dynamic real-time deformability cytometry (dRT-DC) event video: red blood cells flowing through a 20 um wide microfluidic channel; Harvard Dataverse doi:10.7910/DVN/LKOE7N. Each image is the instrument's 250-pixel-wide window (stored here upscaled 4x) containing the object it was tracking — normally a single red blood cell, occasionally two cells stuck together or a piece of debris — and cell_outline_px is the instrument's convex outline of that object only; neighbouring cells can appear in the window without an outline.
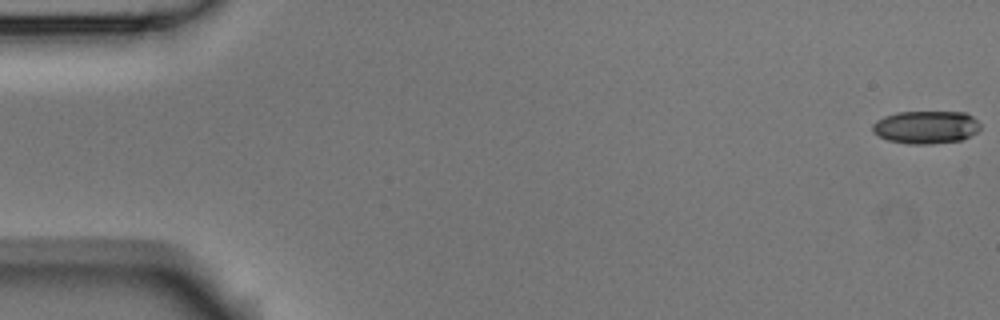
{"species": "Egyptian fruit bat (a non-hibernating species)", "species_latin": "Rousettus aegyptiacus", "temperature_condition": "room temperature", "stored_images_in_passage": 5, "camera_frame_rate_fps": 3000, "um_per_image_px": 0.085, "animal": {"sex": "male"}, "frame": {"image": 1, "passage_image": 1, "time_ms": 0.0, "image_size_px": [1000, 320], "cell_outline_px": [[980, 128], [976, 132], [960, 140], [932, 144], [908, 144], [888, 140], [872, 132], [872, 124], [876, 120], [884, 116], [896, 112], [964, 112], [972, 116], [980, 124]], "centroid_in_image_um": [78.67, 10.81], "position_along_channel_um": 6.3, "area_um2": 20.63}}
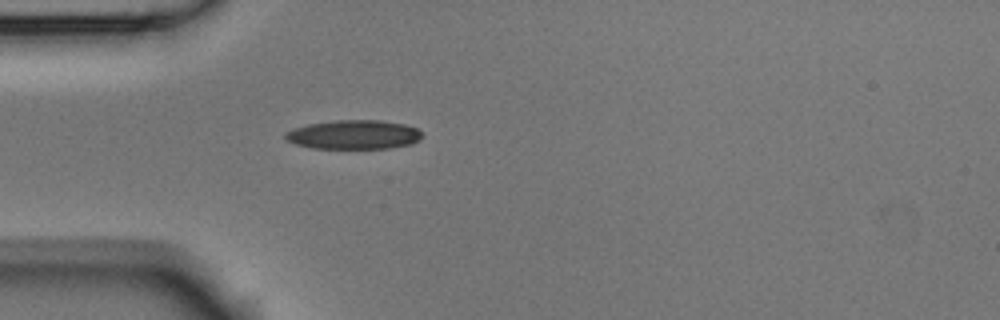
{"frame": {"image": 2, "passage_image": 5, "time_ms": 1.333, "image_size_px": [1000, 320], "cell_outline_px": [[424, 136], [420, 140], [412, 144], [392, 148], [312, 148], [296, 144], [288, 140], [284, 136], [284, 132], [292, 128], [308, 124], [336, 120], [380, 120], [404, 124], [416, 128], [424, 132]], "centroid_in_image_um": [30.11, 11.44], "position_along_channel_um": 54.9, "area_um2": 23.41}}